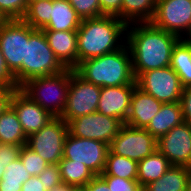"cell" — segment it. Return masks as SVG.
I'll list each match as a JSON object with an SVG mask.
<instances>
[{
	"mask_svg": "<svg viewBox=\"0 0 191 191\" xmlns=\"http://www.w3.org/2000/svg\"><path fill=\"white\" fill-rule=\"evenodd\" d=\"M126 31L127 24L116 16L83 19L77 30L78 63L122 48Z\"/></svg>",
	"mask_w": 191,
	"mask_h": 191,
	"instance_id": "7a4b0ae2",
	"label": "cell"
},
{
	"mask_svg": "<svg viewBox=\"0 0 191 191\" xmlns=\"http://www.w3.org/2000/svg\"><path fill=\"white\" fill-rule=\"evenodd\" d=\"M28 42L29 25L23 20H7L0 27V49L18 88L25 83V51Z\"/></svg>",
	"mask_w": 191,
	"mask_h": 191,
	"instance_id": "5b68a950",
	"label": "cell"
},
{
	"mask_svg": "<svg viewBox=\"0 0 191 191\" xmlns=\"http://www.w3.org/2000/svg\"><path fill=\"white\" fill-rule=\"evenodd\" d=\"M180 39L151 22L128 24L126 44L131 53L135 78L148 70L170 66L173 48Z\"/></svg>",
	"mask_w": 191,
	"mask_h": 191,
	"instance_id": "6da1fadb",
	"label": "cell"
},
{
	"mask_svg": "<svg viewBox=\"0 0 191 191\" xmlns=\"http://www.w3.org/2000/svg\"><path fill=\"white\" fill-rule=\"evenodd\" d=\"M75 191H86L83 187H78Z\"/></svg>",
	"mask_w": 191,
	"mask_h": 191,
	"instance_id": "7dc6e473",
	"label": "cell"
},
{
	"mask_svg": "<svg viewBox=\"0 0 191 191\" xmlns=\"http://www.w3.org/2000/svg\"><path fill=\"white\" fill-rule=\"evenodd\" d=\"M15 90L11 87L0 86V115L9 107L11 96Z\"/></svg>",
	"mask_w": 191,
	"mask_h": 191,
	"instance_id": "ab89813d",
	"label": "cell"
},
{
	"mask_svg": "<svg viewBox=\"0 0 191 191\" xmlns=\"http://www.w3.org/2000/svg\"><path fill=\"white\" fill-rule=\"evenodd\" d=\"M46 191L62 183L60 168L58 164H48V166L38 175Z\"/></svg>",
	"mask_w": 191,
	"mask_h": 191,
	"instance_id": "836d02e7",
	"label": "cell"
},
{
	"mask_svg": "<svg viewBox=\"0 0 191 191\" xmlns=\"http://www.w3.org/2000/svg\"><path fill=\"white\" fill-rule=\"evenodd\" d=\"M180 104L184 122L191 124V86L182 89Z\"/></svg>",
	"mask_w": 191,
	"mask_h": 191,
	"instance_id": "74e56055",
	"label": "cell"
},
{
	"mask_svg": "<svg viewBox=\"0 0 191 191\" xmlns=\"http://www.w3.org/2000/svg\"><path fill=\"white\" fill-rule=\"evenodd\" d=\"M78 187H75L73 185L70 184H66V183H61L57 186H54L51 190L49 191H75Z\"/></svg>",
	"mask_w": 191,
	"mask_h": 191,
	"instance_id": "b9f144b4",
	"label": "cell"
},
{
	"mask_svg": "<svg viewBox=\"0 0 191 191\" xmlns=\"http://www.w3.org/2000/svg\"><path fill=\"white\" fill-rule=\"evenodd\" d=\"M157 0H123L121 20L127 25L132 23L151 22Z\"/></svg>",
	"mask_w": 191,
	"mask_h": 191,
	"instance_id": "cb8c5ba5",
	"label": "cell"
},
{
	"mask_svg": "<svg viewBox=\"0 0 191 191\" xmlns=\"http://www.w3.org/2000/svg\"><path fill=\"white\" fill-rule=\"evenodd\" d=\"M162 104L161 101L136 86L132 93L130 111L125 124L145 129L160 111Z\"/></svg>",
	"mask_w": 191,
	"mask_h": 191,
	"instance_id": "e0dca14e",
	"label": "cell"
},
{
	"mask_svg": "<svg viewBox=\"0 0 191 191\" xmlns=\"http://www.w3.org/2000/svg\"><path fill=\"white\" fill-rule=\"evenodd\" d=\"M21 191H46L43 183L38 176H31L25 183L22 184Z\"/></svg>",
	"mask_w": 191,
	"mask_h": 191,
	"instance_id": "60d3db41",
	"label": "cell"
},
{
	"mask_svg": "<svg viewBox=\"0 0 191 191\" xmlns=\"http://www.w3.org/2000/svg\"><path fill=\"white\" fill-rule=\"evenodd\" d=\"M60 63L69 69L78 65L77 31H43Z\"/></svg>",
	"mask_w": 191,
	"mask_h": 191,
	"instance_id": "ac0fdd59",
	"label": "cell"
},
{
	"mask_svg": "<svg viewBox=\"0 0 191 191\" xmlns=\"http://www.w3.org/2000/svg\"><path fill=\"white\" fill-rule=\"evenodd\" d=\"M170 67L179 76L183 88L191 86V46L182 39L173 48Z\"/></svg>",
	"mask_w": 191,
	"mask_h": 191,
	"instance_id": "d4e9b609",
	"label": "cell"
},
{
	"mask_svg": "<svg viewBox=\"0 0 191 191\" xmlns=\"http://www.w3.org/2000/svg\"><path fill=\"white\" fill-rule=\"evenodd\" d=\"M68 132L78 138H89L110 145L123 123L98 112L70 120Z\"/></svg>",
	"mask_w": 191,
	"mask_h": 191,
	"instance_id": "7c38bea8",
	"label": "cell"
},
{
	"mask_svg": "<svg viewBox=\"0 0 191 191\" xmlns=\"http://www.w3.org/2000/svg\"><path fill=\"white\" fill-rule=\"evenodd\" d=\"M67 134L68 124L61 117H54L38 132L31 134L26 145L48 164H58L63 158Z\"/></svg>",
	"mask_w": 191,
	"mask_h": 191,
	"instance_id": "52a82bcc",
	"label": "cell"
},
{
	"mask_svg": "<svg viewBox=\"0 0 191 191\" xmlns=\"http://www.w3.org/2000/svg\"><path fill=\"white\" fill-rule=\"evenodd\" d=\"M157 149L172 166L191 168V124L183 122L157 140Z\"/></svg>",
	"mask_w": 191,
	"mask_h": 191,
	"instance_id": "5bb4252c",
	"label": "cell"
},
{
	"mask_svg": "<svg viewBox=\"0 0 191 191\" xmlns=\"http://www.w3.org/2000/svg\"><path fill=\"white\" fill-rule=\"evenodd\" d=\"M19 158L30 176H38L48 166L46 160L40 157L27 145L22 146Z\"/></svg>",
	"mask_w": 191,
	"mask_h": 191,
	"instance_id": "f546056e",
	"label": "cell"
},
{
	"mask_svg": "<svg viewBox=\"0 0 191 191\" xmlns=\"http://www.w3.org/2000/svg\"><path fill=\"white\" fill-rule=\"evenodd\" d=\"M30 177L23 162L18 158L5 167L0 180V191H21L22 184Z\"/></svg>",
	"mask_w": 191,
	"mask_h": 191,
	"instance_id": "83f0119b",
	"label": "cell"
},
{
	"mask_svg": "<svg viewBox=\"0 0 191 191\" xmlns=\"http://www.w3.org/2000/svg\"><path fill=\"white\" fill-rule=\"evenodd\" d=\"M111 191H143L137 180H127L110 175H100Z\"/></svg>",
	"mask_w": 191,
	"mask_h": 191,
	"instance_id": "d6a6232c",
	"label": "cell"
},
{
	"mask_svg": "<svg viewBox=\"0 0 191 191\" xmlns=\"http://www.w3.org/2000/svg\"><path fill=\"white\" fill-rule=\"evenodd\" d=\"M32 1H37V0H27L28 3L32 2Z\"/></svg>",
	"mask_w": 191,
	"mask_h": 191,
	"instance_id": "c3c4849f",
	"label": "cell"
},
{
	"mask_svg": "<svg viewBox=\"0 0 191 191\" xmlns=\"http://www.w3.org/2000/svg\"><path fill=\"white\" fill-rule=\"evenodd\" d=\"M186 191H191V168H190L189 176H188V179H187Z\"/></svg>",
	"mask_w": 191,
	"mask_h": 191,
	"instance_id": "ee69618b",
	"label": "cell"
},
{
	"mask_svg": "<svg viewBox=\"0 0 191 191\" xmlns=\"http://www.w3.org/2000/svg\"><path fill=\"white\" fill-rule=\"evenodd\" d=\"M27 139L16 112L9 105L0 115V143L23 146Z\"/></svg>",
	"mask_w": 191,
	"mask_h": 191,
	"instance_id": "7402d4cb",
	"label": "cell"
},
{
	"mask_svg": "<svg viewBox=\"0 0 191 191\" xmlns=\"http://www.w3.org/2000/svg\"><path fill=\"white\" fill-rule=\"evenodd\" d=\"M123 0H99L101 16H116L121 19Z\"/></svg>",
	"mask_w": 191,
	"mask_h": 191,
	"instance_id": "d590c367",
	"label": "cell"
},
{
	"mask_svg": "<svg viewBox=\"0 0 191 191\" xmlns=\"http://www.w3.org/2000/svg\"><path fill=\"white\" fill-rule=\"evenodd\" d=\"M4 172H5V166L4 165H0V180H1V177H2Z\"/></svg>",
	"mask_w": 191,
	"mask_h": 191,
	"instance_id": "bcb514c9",
	"label": "cell"
},
{
	"mask_svg": "<svg viewBox=\"0 0 191 191\" xmlns=\"http://www.w3.org/2000/svg\"><path fill=\"white\" fill-rule=\"evenodd\" d=\"M136 82L140 89L162 103L180 102L183 87L170 66L143 72Z\"/></svg>",
	"mask_w": 191,
	"mask_h": 191,
	"instance_id": "8fae6325",
	"label": "cell"
},
{
	"mask_svg": "<svg viewBox=\"0 0 191 191\" xmlns=\"http://www.w3.org/2000/svg\"><path fill=\"white\" fill-rule=\"evenodd\" d=\"M69 84L70 69L66 68L55 75L30 79L19 89L53 117H61L65 111Z\"/></svg>",
	"mask_w": 191,
	"mask_h": 191,
	"instance_id": "277c9868",
	"label": "cell"
},
{
	"mask_svg": "<svg viewBox=\"0 0 191 191\" xmlns=\"http://www.w3.org/2000/svg\"><path fill=\"white\" fill-rule=\"evenodd\" d=\"M7 21L6 17L0 11V27Z\"/></svg>",
	"mask_w": 191,
	"mask_h": 191,
	"instance_id": "f6af8a7d",
	"label": "cell"
},
{
	"mask_svg": "<svg viewBox=\"0 0 191 191\" xmlns=\"http://www.w3.org/2000/svg\"><path fill=\"white\" fill-rule=\"evenodd\" d=\"M136 86L137 83L101 87L97 112L119 119L125 124L130 111L132 93Z\"/></svg>",
	"mask_w": 191,
	"mask_h": 191,
	"instance_id": "2e32d148",
	"label": "cell"
},
{
	"mask_svg": "<svg viewBox=\"0 0 191 191\" xmlns=\"http://www.w3.org/2000/svg\"><path fill=\"white\" fill-rule=\"evenodd\" d=\"M190 167L171 166L158 180L143 187V191H186Z\"/></svg>",
	"mask_w": 191,
	"mask_h": 191,
	"instance_id": "603a6c76",
	"label": "cell"
},
{
	"mask_svg": "<svg viewBox=\"0 0 191 191\" xmlns=\"http://www.w3.org/2000/svg\"><path fill=\"white\" fill-rule=\"evenodd\" d=\"M27 10V0H0V11L7 20H22Z\"/></svg>",
	"mask_w": 191,
	"mask_h": 191,
	"instance_id": "4dcf8cb0",
	"label": "cell"
},
{
	"mask_svg": "<svg viewBox=\"0 0 191 191\" xmlns=\"http://www.w3.org/2000/svg\"><path fill=\"white\" fill-rule=\"evenodd\" d=\"M22 146L0 143V165L8 166L12 161L19 158Z\"/></svg>",
	"mask_w": 191,
	"mask_h": 191,
	"instance_id": "e575fe53",
	"label": "cell"
},
{
	"mask_svg": "<svg viewBox=\"0 0 191 191\" xmlns=\"http://www.w3.org/2000/svg\"><path fill=\"white\" fill-rule=\"evenodd\" d=\"M101 87L80 77L74 69H70V84L61 118L70 120L97 112Z\"/></svg>",
	"mask_w": 191,
	"mask_h": 191,
	"instance_id": "ba28073f",
	"label": "cell"
},
{
	"mask_svg": "<svg viewBox=\"0 0 191 191\" xmlns=\"http://www.w3.org/2000/svg\"><path fill=\"white\" fill-rule=\"evenodd\" d=\"M50 7H53V0L32 1L22 20L33 29L42 30L50 21Z\"/></svg>",
	"mask_w": 191,
	"mask_h": 191,
	"instance_id": "f1b7e54d",
	"label": "cell"
},
{
	"mask_svg": "<svg viewBox=\"0 0 191 191\" xmlns=\"http://www.w3.org/2000/svg\"><path fill=\"white\" fill-rule=\"evenodd\" d=\"M151 23L182 38L191 25V0H157Z\"/></svg>",
	"mask_w": 191,
	"mask_h": 191,
	"instance_id": "4fadbf2b",
	"label": "cell"
},
{
	"mask_svg": "<svg viewBox=\"0 0 191 191\" xmlns=\"http://www.w3.org/2000/svg\"><path fill=\"white\" fill-rule=\"evenodd\" d=\"M10 106L16 112L27 137L38 132L54 118L47 110L33 102L20 89H16L13 92L10 99Z\"/></svg>",
	"mask_w": 191,
	"mask_h": 191,
	"instance_id": "9a60e30c",
	"label": "cell"
},
{
	"mask_svg": "<svg viewBox=\"0 0 191 191\" xmlns=\"http://www.w3.org/2000/svg\"><path fill=\"white\" fill-rule=\"evenodd\" d=\"M109 145L89 138H78L69 132L64 141L63 158L84 163L96 176L105 169Z\"/></svg>",
	"mask_w": 191,
	"mask_h": 191,
	"instance_id": "30bf717a",
	"label": "cell"
},
{
	"mask_svg": "<svg viewBox=\"0 0 191 191\" xmlns=\"http://www.w3.org/2000/svg\"><path fill=\"white\" fill-rule=\"evenodd\" d=\"M77 15L83 19L101 17L99 0H68Z\"/></svg>",
	"mask_w": 191,
	"mask_h": 191,
	"instance_id": "1f68e13d",
	"label": "cell"
},
{
	"mask_svg": "<svg viewBox=\"0 0 191 191\" xmlns=\"http://www.w3.org/2000/svg\"><path fill=\"white\" fill-rule=\"evenodd\" d=\"M109 150L139 162L157 150V139L146 129L123 124L109 145Z\"/></svg>",
	"mask_w": 191,
	"mask_h": 191,
	"instance_id": "9c48e42d",
	"label": "cell"
},
{
	"mask_svg": "<svg viewBox=\"0 0 191 191\" xmlns=\"http://www.w3.org/2000/svg\"><path fill=\"white\" fill-rule=\"evenodd\" d=\"M181 39L191 46V25Z\"/></svg>",
	"mask_w": 191,
	"mask_h": 191,
	"instance_id": "7bdbcfd3",
	"label": "cell"
},
{
	"mask_svg": "<svg viewBox=\"0 0 191 191\" xmlns=\"http://www.w3.org/2000/svg\"><path fill=\"white\" fill-rule=\"evenodd\" d=\"M83 188L86 191H111L107 183L100 176H95Z\"/></svg>",
	"mask_w": 191,
	"mask_h": 191,
	"instance_id": "f35d334b",
	"label": "cell"
},
{
	"mask_svg": "<svg viewBox=\"0 0 191 191\" xmlns=\"http://www.w3.org/2000/svg\"><path fill=\"white\" fill-rule=\"evenodd\" d=\"M63 183L84 187L96 175L84 164L62 158L58 163Z\"/></svg>",
	"mask_w": 191,
	"mask_h": 191,
	"instance_id": "484cf974",
	"label": "cell"
},
{
	"mask_svg": "<svg viewBox=\"0 0 191 191\" xmlns=\"http://www.w3.org/2000/svg\"><path fill=\"white\" fill-rule=\"evenodd\" d=\"M171 166L169 160L157 149L138 162L137 181L143 188L158 180Z\"/></svg>",
	"mask_w": 191,
	"mask_h": 191,
	"instance_id": "44dd1931",
	"label": "cell"
},
{
	"mask_svg": "<svg viewBox=\"0 0 191 191\" xmlns=\"http://www.w3.org/2000/svg\"><path fill=\"white\" fill-rule=\"evenodd\" d=\"M74 71L84 80L100 87L137 83L127 44L117 51L79 62Z\"/></svg>",
	"mask_w": 191,
	"mask_h": 191,
	"instance_id": "3957f363",
	"label": "cell"
},
{
	"mask_svg": "<svg viewBox=\"0 0 191 191\" xmlns=\"http://www.w3.org/2000/svg\"><path fill=\"white\" fill-rule=\"evenodd\" d=\"M137 174L138 162L127 157L116 155L108 150L105 169L101 175H110L127 180H137Z\"/></svg>",
	"mask_w": 191,
	"mask_h": 191,
	"instance_id": "4316f807",
	"label": "cell"
},
{
	"mask_svg": "<svg viewBox=\"0 0 191 191\" xmlns=\"http://www.w3.org/2000/svg\"><path fill=\"white\" fill-rule=\"evenodd\" d=\"M184 122L180 102L163 103L160 111L145 128L157 140Z\"/></svg>",
	"mask_w": 191,
	"mask_h": 191,
	"instance_id": "ffe728a7",
	"label": "cell"
},
{
	"mask_svg": "<svg viewBox=\"0 0 191 191\" xmlns=\"http://www.w3.org/2000/svg\"><path fill=\"white\" fill-rule=\"evenodd\" d=\"M65 69L50 48L43 30L33 29L29 25V42L26 43L25 51V82L55 75Z\"/></svg>",
	"mask_w": 191,
	"mask_h": 191,
	"instance_id": "8992f818",
	"label": "cell"
},
{
	"mask_svg": "<svg viewBox=\"0 0 191 191\" xmlns=\"http://www.w3.org/2000/svg\"><path fill=\"white\" fill-rule=\"evenodd\" d=\"M0 86L19 89L16 85L14 75L7 68L4 57L0 49Z\"/></svg>",
	"mask_w": 191,
	"mask_h": 191,
	"instance_id": "8d00e7d4",
	"label": "cell"
},
{
	"mask_svg": "<svg viewBox=\"0 0 191 191\" xmlns=\"http://www.w3.org/2000/svg\"><path fill=\"white\" fill-rule=\"evenodd\" d=\"M50 16L43 31H77L82 21L68 0H53Z\"/></svg>",
	"mask_w": 191,
	"mask_h": 191,
	"instance_id": "d6986e66",
	"label": "cell"
}]
</instances>
